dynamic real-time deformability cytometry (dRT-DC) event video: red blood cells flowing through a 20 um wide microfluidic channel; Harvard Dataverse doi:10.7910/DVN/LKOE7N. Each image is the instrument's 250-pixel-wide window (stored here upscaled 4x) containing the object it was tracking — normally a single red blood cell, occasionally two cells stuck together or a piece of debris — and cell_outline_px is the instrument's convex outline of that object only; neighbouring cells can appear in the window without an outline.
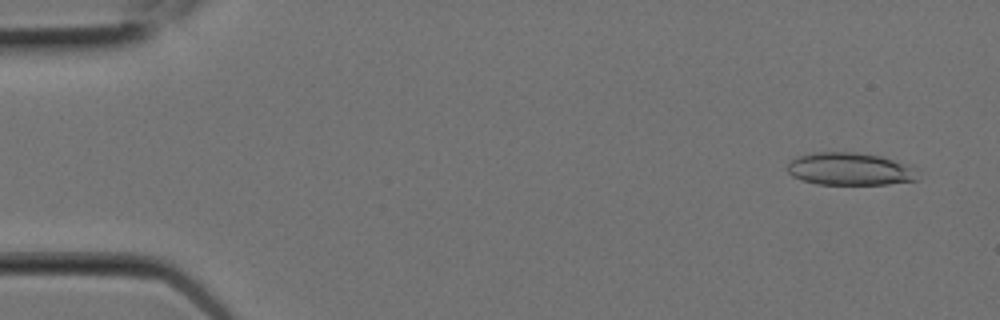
{"species": "Egyptian fruit bat (a non-hibernating species)", "species_latin": "Rousettus aegyptiacus", "temperature_condition": "room temperature", "stored_images_in_passage": 5, "camera_frame_rate_fps": 3000, "um_per_image_px": 0.085, "animal": {"sex": "female"}, "frame": {"image": 1, "passage_image": 1, "time_ms": 0.0, "image_size_px": [1000, 320], "cell_outline_px": [[916, 180], [888, 184], [816, 184], [800, 180], [792, 176], [788, 172], [788, 164], [792, 160], [800, 156], [812, 152], [856, 152], [880, 156], [908, 164], [916, 168]], "centroid_in_image_um": [72.23, 14.36], "position_along_channel_um": 12.8, "area_um2": 24.74}}
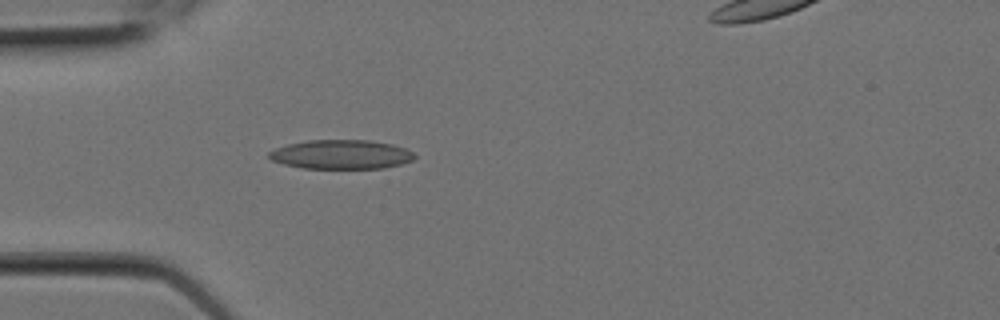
{"frame": {"image": 2, "passage_image": 5, "time_ms": 1.333, "image_size_px": [1000, 320], "cell_outline_px": [[416, 156], [412, 160], [400, 164], [384, 168], [304, 168], [284, 164], [272, 160], [268, 156], [268, 152], [276, 148], [288, 144], [308, 140], [368, 140], [392, 144], [404, 148], [412, 152]], "centroid_in_image_um": [28.99, 13.12], "position_along_channel_um": 56.0, "area_um2": 24.57}}